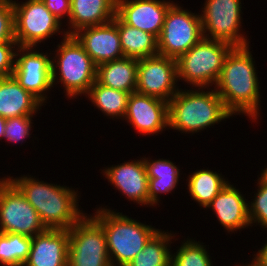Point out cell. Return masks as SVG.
Segmentation results:
<instances>
[{
  "label": "cell",
  "instance_id": "obj_19",
  "mask_svg": "<svg viewBox=\"0 0 267 266\" xmlns=\"http://www.w3.org/2000/svg\"><path fill=\"white\" fill-rule=\"evenodd\" d=\"M241 192L229 182L206 207L212 208L219 223L227 232H236L251 225L248 203Z\"/></svg>",
  "mask_w": 267,
  "mask_h": 266
},
{
  "label": "cell",
  "instance_id": "obj_20",
  "mask_svg": "<svg viewBox=\"0 0 267 266\" xmlns=\"http://www.w3.org/2000/svg\"><path fill=\"white\" fill-rule=\"evenodd\" d=\"M116 15V0H71L67 35L78 30L111 22Z\"/></svg>",
  "mask_w": 267,
  "mask_h": 266
},
{
  "label": "cell",
  "instance_id": "obj_22",
  "mask_svg": "<svg viewBox=\"0 0 267 266\" xmlns=\"http://www.w3.org/2000/svg\"><path fill=\"white\" fill-rule=\"evenodd\" d=\"M138 59L122 57L97 65L96 81L127 93L136 92Z\"/></svg>",
  "mask_w": 267,
  "mask_h": 266
},
{
  "label": "cell",
  "instance_id": "obj_11",
  "mask_svg": "<svg viewBox=\"0 0 267 266\" xmlns=\"http://www.w3.org/2000/svg\"><path fill=\"white\" fill-rule=\"evenodd\" d=\"M15 41L20 47H37L41 42L60 33L62 22L42 0L13 1Z\"/></svg>",
  "mask_w": 267,
  "mask_h": 266
},
{
  "label": "cell",
  "instance_id": "obj_2",
  "mask_svg": "<svg viewBox=\"0 0 267 266\" xmlns=\"http://www.w3.org/2000/svg\"><path fill=\"white\" fill-rule=\"evenodd\" d=\"M7 178L34 207L46 229L69 230L84 215L78 207V190L45 183L29 175Z\"/></svg>",
  "mask_w": 267,
  "mask_h": 266
},
{
  "label": "cell",
  "instance_id": "obj_36",
  "mask_svg": "<svg viewBox=\"0 0 267 266\" xmlns=\"http://www.w3.org/2000/svg\"><path fill=\"white\" fill-rule=\"evenodd\" d=\"M6 119L0 116V140L4 138Z\"/></svg>",
  "mask_w": 267,
  "mask_h": 266
},
{
  "label": "cell",
  "instance_id": "obj_31",
  "mask_svg": "<svg viewBox=\"0 0 267 266\" xmlns=\"http://www.w3.org/2000/svg\"><path fill=\"white\" fill-rule=\"evenodd\" d=\"M33 115H25L6 119L4 139L11 143L24 142L26 137H30L32 130Z\"/></svg>",
  "mask_w": 267,
  "mask_h": 266
},
{
  "label": "cell",
  "instance_id": "obj_3",
  "mask_svg": "<svg viewBox=\"0 0 267 266\" xmlns=\"http://www.w3.org/2000/svg\"><path fill=\"white\" fill-rule=\"evenodd\" d=\"M203 89H181L171 98L168 102V129L193 134L233 115L215 89L206 92Z\"/></svg>",
  "mask_w": 267,
  "mask_h": 266
},
{
  "label": "cell",
  "instance_id": "obj_4",
  "mask_svg": "<svg viewBox=\"0 0 267 266\" xmlns=\"http://www.w3.org/2000/svg\"><path fill=\"white\" fill-rule=\"evenodd\" d=\"M92 216L103 228L111 266H126L159 231L108 208L99 207Z\"/></svg>",
  "mask_w": 267,
  "mask_h": 266
},
{
  "label": "cell",
  "instance_id": "obj_35",
  "mask_svg": "<svg viewBox=\"0 0 267 266\" xmlns=\"http://www.w3.org/2000/svg\"><path fill=\"white\" fill-rule=\"evenodd\" d=\"M254 259L262 266H267V241L265 244L258 250L256 255L254 254Z\"/></svg>",
  "mask_w": 267,
  "mask_h": 266
},
{
  "label": "cell",
  "instance_id": "obj_18",
  "mask_svg": "<svg viewBox=\"0 0 267 266\" xmlns=\"http://www.w3.org/2000/svg\"><path fill=\"white\" fill-rule=\"evenodd\" d=\"M69 232L46 229L32 237L29 257L23 266H68Z\"/></svg>",
  "mask_w": 267,
  "mask_h": 266
},
{
  "label": "cell",
  "instance_id": "obj_33",
  "mask_svg": "<svg viewBox=\"0 0 267 266\" xmlns=\"http://www.w3.org/2000/svg\"><path fill=\"white\" fill-rule=\"evenodd\" d=\"M17 47V43H0V78L12 76Z\"/></svg>",
  "mask_w": 267,
  "mask_h": 266
},
{
  "label": "cell",
  "instance_id": "obj_9",
  "mask_svg": "<svg viewBox=\"0 0 267 266\" xmlns=\"http://www.w3.org/2000/svg\"><path fill=\"white\" fill-rule=\"evenodd\" d=\"M46 230L39 214L6 177L0 179V233L34 237Z\"/></svg>",
  "mask_w": 267,
  "mask_h": 266
},
{
  "label": "cell",
  "instance_id": "obj_14",
  "mask_svg": "<svg viewBox=\"0 0 267 266\" xmlns=\"http://www.w3.org/2000/svg\"><path fill=\"white\" fill-rule=\"evenodd\" d=\"M124 118L142 135H158L169 126L168 102L154 96L132 92L128 98Z\"/></svg>",
  "mask_w": 267,
  "mask_h": 266
},
{
  "label": "cell",
  "instance_id": "obj_29",
  "mask_svg": "<svg viewBox=\"0 0 267 266\" xmlns=\"http://www.w3.org/2000/svg\"><path fill=\"white\" fill-rule=\"evenodd\" d=\"M203 243L193 239L184 240L177 252L171 254L170 266H213Z\"/></svg>",
  "mask_w": 267,
  "mask_h": 266
},
{
  "label": "cell",
  "instance_id": "obj_30",
  "mask_svg": "<svg viewBox=\"0 0 267 266\" xmlns=\"http://www.w3.org/2000/svg\"><path fill=\"white\" fill-rule=\"evenodd\" d=\"M258 189L257 193H254L253 201L248 202V212L251 227L253 223L261 225V227L267 228V183L262 181L258 177Z\"/></svg>",
  "mask_w": 267,
  "mask_h": 266
},
{
  "label": "cell",
  "instance_id": "obj_17",
  "mask_svg": "<svg viewBox=\"0 0 267 266\" xmlns=\"http://www.w3.org/2000/svg\"><path fill=\"white\" fill-rule=\"evenodd\" d=\"M103 175L128 201L148 205V176L143 158L132 160L103 170Z\"/></svg>",
  "mask_w": 267,
  "mask_h": 266
},
{
  "label": "cell",
  "instance_id": "obj_34",
  "mask_svg": "<svg viewBox=\"0 0 267 266\" xmlns=\"http://www.w3.org/2000/svg\"><path fill=\"white\" fill-rule=\"evenodd\" d=\"M46 8L62 22V18L69 19L71 12V0H42Z\"/></svg>",
  "mask_w": 267,
  "mask_h": 266
},
{
  "label": "cell",
  "instance_id": "obj_13",
  "mask_svg": "<svg viewBox=\"0 0 267 266\" xmlns=\"http://www.w3.org/2000/svg\"><path fill=\"white\" fill-rule=\"evenodd\" d=\"M35 49L34 47H17L12 76L43 104L48 98L46 92L53 87L52 57L49 58L48 52L42 53Z\"/></svg>",
  "mask_w": 267,
  "mask_h": 266
},
{
  "label": "cell",
  "instance_id": "obj_24",
  "mask_svg": "<svg viewBox=\"0 0 267 266\" xmlns=\"http://www.w3.org/2000/svg\"><path fill=\"white\" fill-rule=\"evenodd\" d=\"M118 28L125 57L142 59L158 55V39L149 32L125 24L117 15L112 20Z\"/></svg>",
  "mask_w": 267,
  "mask_h": 266
},
{
  "label": "cell",
  "instance_id": "obj_16",
  "mask_svg": "<svg viewBox=\"0 0 267 266\" xmlns=\"http://www.w3.org/2000/svg\"><path fill=\"white\" fill-rule=\"evenodd\" d=\"M73 36L96 65L124 57L118 28L113 21L82 28Z\"/></svg>",
  "mask_w": 267,
  "mask_h": 266
},
{
  "label": "cell",
  "instance_id": "obj_10",
  "mask_svg": "<svg viewBox=\"0 0 267 266\" xmlns=\"http://www.w3.org/2000/svg\"><path fill=\"white\" fill-rule=\"evenodd\" d=\"M241 8V0H206L200 14L203 37L233 47L249 45L247 36L240 32Z\"/></svg>",
  "mask_w": 267,
  "mask_h": 266
},
{
  "label": "cell",
  "instance_id": "obj_38",
  "mask_svg": "<svg viewBox=\"0 0 267 266\" xmlns=\"http://www.w3.org/2000/svg\"><path fill=\"white\" fill-rule=\"evenodd\" d=\"M241 266H242V265H241ZM245 266H262V265H260V264L253 258V260L251 261V263H250V264L248 263V265L245 264Z\"/></svg>",
  "mask_w": 267,
  "mask_h": 266
},
{
  "label": "cell",
  "instance_id": "obj_12",
  "mask_svg": "<svg viewBox=\"0 0 267 266\" xmlns=\"http://www.w3.org/2000/svg\"><path fill=\"white\" fill-rule=\"evenodd\" d=\"M177 61L163 55L138 59L136 92L167 102L179 91Z\"/></svg>",
  "mask_w": 267,
  "mask_h": 266
},
{
  "label": "cell",
  "instance_id": "obj_27",
  "mask_svg": "<svg viewBox=\"0 0 267 266\" xmlns=\"http://www.w3.org/2000/svg\"><path fill=\"white\" fill-rule=\"evenodd\" d=\"M87 95L94 106L106 116L124 119L130 93L103 86L95 81Z\"/></svg>",
  "mask_w": 267,
  "mask_h": 266
},
{
  "label": "cell",
  "instance_id": "obj_32",
  "mask_svg": "<svg viewBox=\"0 0 267 266\" xmlns=\"http://www.w3.org/2000/svg\"><path fill=\"white\" fill-rule=\"evenodd\" d=\"M0 43H16L12 0H0Z\"/></svg>",
  "mask_w": 267,
  "mask_h": 266
},
{
  "label": "cell",
  "instance_id": "obj_5",
  "mask_svg": "<svg viewBox=\"0 0 267 266\" xmlns=\"http://www.w3.org/2000/svg\"><path fill=\"white\" fill-rule=\"evenodd\" d=\"M62 39L52 59V85L60 82L73 99L89 92L96 81L97 65L73 35L64 31Z\"/></svg>",
  "mask_w": 267,
  "mask_h": 266
},
{
  "label": "cell",
  "instance_id": "obj_6",
  "mask_svg": "<svg viewBox=\"0 0 267 266\" xmlns=\"http://www.w3.org/2000/svg\"><path fill=\"white\" fill-rule=\"evenodd\" d=\"M232 48L233 46L226 42L202 38L176 60L178 80H183L195 88L215 85L224 60Z\"/></svg>",
  "mask_w": 267,
  "mask_h": 266
},
{
  "label": "cell",
  "instance_id": "obj_1",
  "mask_svg": "<svg viewBox=\"0 0 267 266\" xmlns=\"http://www.w3.org/2000/svg\"><path fill=\"white\" fill-rule=\"evenodd\" d=\"M249 49L247 45L230 50L214 89L232 114H244L257 120L261 95L255 61Z\"/></svg>",
  "mask_w": 267,
  "mask_h": 266
},
{
  "label": "cell",
  "instance_id": "obj_23",
  "mask_svg": "<svg viewBox=\"0 0 267 266\" xmlns=\"http://www.w3.org/2000/svg\"><path fill=\"white\" fill-rule=\"evenodd\" d=\"M148 176V206L158 205V195L171 193L177 185L180 176V169L173 162L166 159L149 160L143 158Z\"/></svg>",
  "mask_w": 267,
  "mask_h": 266
},
{
  "label": "cell",
  "instance_id": "obj_15",
  "mask_svg": "<svg viewBox=\"0 0 267 266\" xmlns=\"http://www.w3.org/2000/svg\"><path fill=\"white\" fill-rule=\"evenodd\" d=\"M173 1L116 0V15L127 25L159 38L167 10Z\"/></svg>",
  "mask_w": 267,
  "mask_h": 266
},
{
  "label": "cell",
  "instance_id": "obj_37",
  "mask_svg": "<svg viewBox=\"0 0 267 266\" xmlns=\"http://www.w3.org/2000/svg\"><path fill=\"white\" fill-rule=\"evenodd\" d=\"M259 178L265 183H267V167L262 171L261 176Z\"/></svg>",
  "mask_w": 267,
  "mask_h": 266
},
{
  "label": "cell",
  "instance_id": "obj_8",
  "mask_svg": "<svg viewBox=\"0 0 267 266\" xmlns=\"http://www.w3.org/2000/svg\"><path fill=\"white\" fill-rule=\"evenodd\" d=\"M68 266H111L102 226L85 213L69 230Z\"/></svg>",
  "mask_w": 267,
  "mask_h": 266
},
{
  "label": "cell",
  "instance_id": "obj_25",
  "mask_svg": "<svg viewBox=\"0 0 267 266\" xmlns=\"http://www.w3.org/2000/svg\"><path fill=\"white\" fill-rule=\"evenodd\" d=\"M189 196L206 208L223 187L229 182L221 174L208 169H200L188 176Z\"/></svg>",
  "mask_w": 267,
  "mask_h": 266
},
{
  "label": "cell",
  "instance_id": "obj_26",
  "mask_svg": "<svg viewBox=\"0 0 267 266\" xmlns=\"http://www.w3.org/2000/svg\"><path fill=\"white\" fill-rule=\"evenodd\" d=\"M175 235L159 230L126 266H170V242Z\"/></svg>",
  "mask_w": 267,
  "mask_h": 266
},
{
  "label": "cell",
  "instance_id": "obj_28",
  "mask_svg": "<svg viewBox=\"0 0 267 266\" xmlns=\"http://www.w3.org/2000/svg\"><path fill=\"white\" fill-rule=\"evenodd\" d=\"M32 237L23 234L0 233V264L23 266L29 257Z\"/></svg>",
  "mask_w": 267,
  "mask_h": 266
},
{
  "label": "cell",
  "instance_id": "obj_7",
  "mask_svg": "<svg viewBox=\"0 0 267 266\" xmlns=\"http://www.w3.org/2000/svg\"><path fill=\"white\" fill-rule=\"evenodd\" d=\"M203 37L201 18L173 3L166 12L158 38V53L178 59Z\"/></svg>",
  "mask_w": 267,
  "mask_h": 266
},
{
  "label": "cell",
  "instance_id": "obj_21",
  "mask_svg": "<svg viewBox=\"0 0 267 266\" xmlns=\"http://www.w3.org/2000/svg\"><path fill=\"white\" fill-rule=\"evenodd\" d=\"M35 96L25 90L13 76L0 78V116L34 115L43 106Z\"/></svg>",
  "mask_w": 267,
  "mask_h": 266
}]
</instances>
